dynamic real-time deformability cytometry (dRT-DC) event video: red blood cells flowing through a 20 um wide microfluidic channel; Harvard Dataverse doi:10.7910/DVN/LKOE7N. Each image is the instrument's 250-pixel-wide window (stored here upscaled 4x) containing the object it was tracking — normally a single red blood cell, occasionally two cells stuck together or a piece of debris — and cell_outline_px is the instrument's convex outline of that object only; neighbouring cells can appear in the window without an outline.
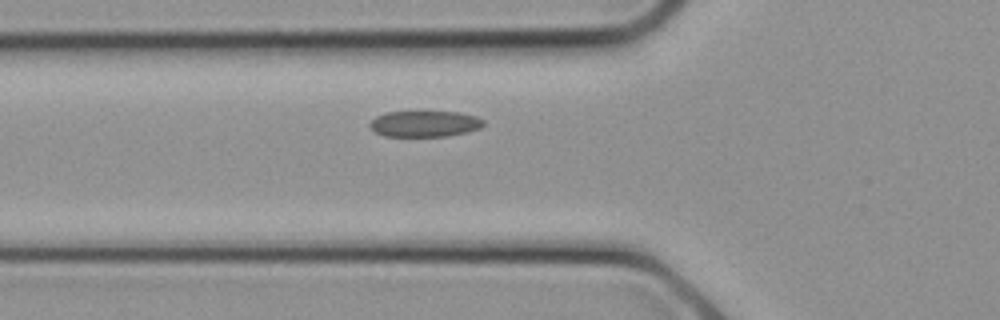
{"species": "common noctule bat (a hibernating species)", "species_latin": "Nyctalus noctula", "temperature_condition": "cold", "stored_images_in_passage": 7, "camera_frame_rate_fps": 3000, "um_per_image_px": 0.085, "animal": {"sex": "female", "body_mass_g": 21.9}, "frame": {"image": 1, "passage_image": 2, "time_ms": 0.333, "image_size_px": [1000, 320], "cell_outline_px": [[484, 124], [480, 128], [468, 132], [448, 136], [384, 136], [376, 132], [368, 124], [376, 116], [384, 112], [460, 112], [476, 116], [484, 120]], "centroid_in_image_um": [36.11, 10.52], "position_along_channel_um": 89.7, "area_um2": 17.28}}
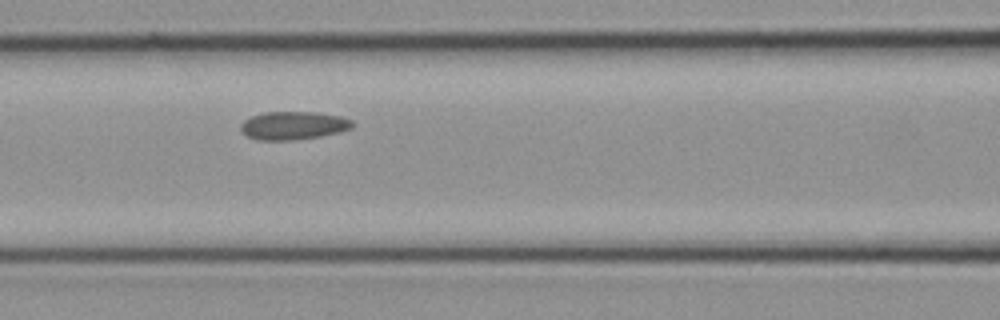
{"frame": {"image": 2, "passage_image": 4, "time_ms": 1.0, "image_size_px": [1000, 320], "cell_outline_px": [[352, 128], [340, 132], [320, 136], [296, 140], [256, 140], [240, 132], [240, 124], [244, 120], [252, 116], [264, 112], [316, 112], [340, 116], [352, 120]], "centroid_in_image_um": [24.9, 10.67], "position_along_channel_um": 141.7, "area_um2": 18.44}}
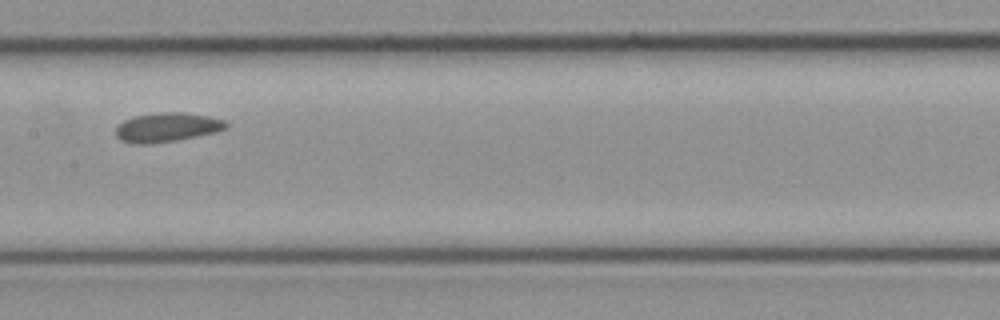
{"frame": {"image": 3, "passage_image": 6, "time_ms": 1.667, "image_size_px": [1000, 320], "cell_outline_px": [[228, 128], [216, 132], [176, 140], [148, 144], [132, 144], [120, 140], [116, 136], [116, 128], [124, 120], [132, 116], [164, 112], [184, 112], [208, 116], [224, 120], [228, 124]], "centroid_in_image_um": [14.19, 10.82], "position_along_channel_um": 193.2, "area_um2": 18.79}}